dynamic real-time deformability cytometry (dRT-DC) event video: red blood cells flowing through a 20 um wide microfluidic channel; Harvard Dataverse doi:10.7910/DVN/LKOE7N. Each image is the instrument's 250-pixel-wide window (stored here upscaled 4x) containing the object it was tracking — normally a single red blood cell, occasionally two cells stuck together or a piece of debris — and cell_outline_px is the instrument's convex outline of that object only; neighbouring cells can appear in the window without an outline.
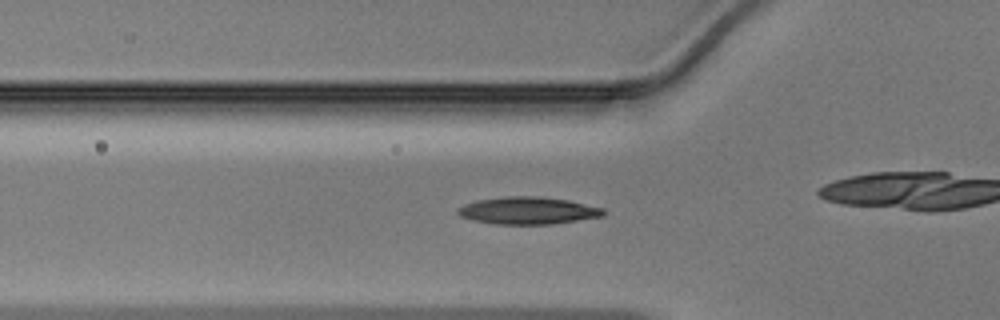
{"species": "Egyptian fruit bat (a non-hibernating species)", "species_latin": "Rousettus aegyptiacus", "temperature_condition": "warm", "stored_images_in_passage": 20, "camera_frame_rate_fps": 3000, "um_per_image_px": 0.085, "animal": {"sex": "male"}, "frame": {"image": 1, "passage_image": 16, "time_ms": 5.0, "image_size_px": [1000, 320], "cell_outline_px": [[604, 216], [552, 224], [492, 224], [472, 220], [460, 216], [456, 212], [456, 208], [464, 204], [480, 200], [504, 196], [536, 196], [568, 200], [604, 208]], "centroid_in_image_um": [44.85, 17.9], "position_along_channel_um": 81.0, "area_um2": 23.18}}